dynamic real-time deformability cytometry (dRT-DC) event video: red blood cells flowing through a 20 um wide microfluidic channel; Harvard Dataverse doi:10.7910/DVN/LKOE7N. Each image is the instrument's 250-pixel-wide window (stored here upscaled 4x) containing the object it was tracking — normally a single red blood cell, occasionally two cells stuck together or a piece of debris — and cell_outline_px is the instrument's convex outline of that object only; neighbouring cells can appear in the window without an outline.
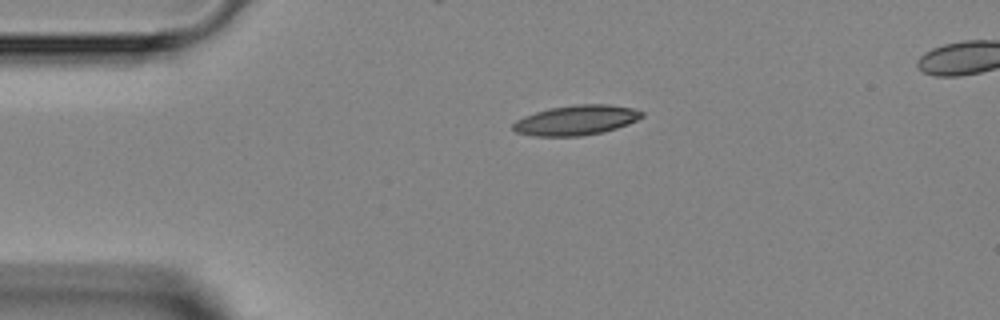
{"species": "Egyptian fruit bat (a non-hibernating species)", "species_latin": "Rousettus aegyptiacus", "temperature_condition": "room temperature", "stored_images_in_passage": 3, "segment_of_instrument_passage": [1, 2], "camera_frame_rate_fps": 3000, "um_per_image_px": 0.085, "animal": {"sex": "female"}, "frame": {"image": 1, "passage_image": 1, "time_ms": 0.0, "image_size_px": [1000, 320], "cell_outline_px": [[644, 116], [628, 124], [604, 132], [580, 136], [532, 136], [516, 132], [512, 128], [512, 124], [516, 120], [524, 116], [548, 108], [576, 104], [608, 104], [632, 108], [644, 112]], "centroid_in_image_um": [48.97, 10.21], "position_along_channel_um": 36.0, "area_um2": 22.54}}